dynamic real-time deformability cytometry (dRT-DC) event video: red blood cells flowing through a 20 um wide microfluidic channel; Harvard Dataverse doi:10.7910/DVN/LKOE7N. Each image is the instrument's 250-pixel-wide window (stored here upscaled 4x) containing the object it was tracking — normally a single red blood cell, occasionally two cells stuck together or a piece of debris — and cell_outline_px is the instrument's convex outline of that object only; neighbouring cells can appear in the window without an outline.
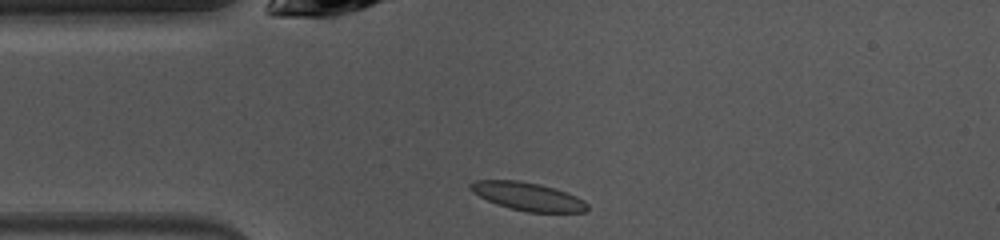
{"species": "common noctule bat (a hibernating species)", "species_latin": "Nyctalus noctula", "temperature_condition": "warm", "stored_images_in_passage": 39, "camera_frame_rate_fps": 3000, "um_per_image_px": 0.085, "animal": {"sex": "female", "body_mass_g": 10.0, "forearm_length_mm": 53.1}, "frame": {"image": 1, "passage_image": 1, "time_ms": 0.0, "image_size_px": [1000, 240], "cell_outline_px": [[588, 208], [584, 212], [528, 212], [496, 204], [472, 192], [468, 188], [468, 184], [472, 180], [520, 180], [540, 184], [556, 188], [576, 196], [584, 200], [588, 204]], "centroid_in_image_um": [44.85, 16.68], "position_along_channel_um": 40.2, "area_um2": 19.25}}
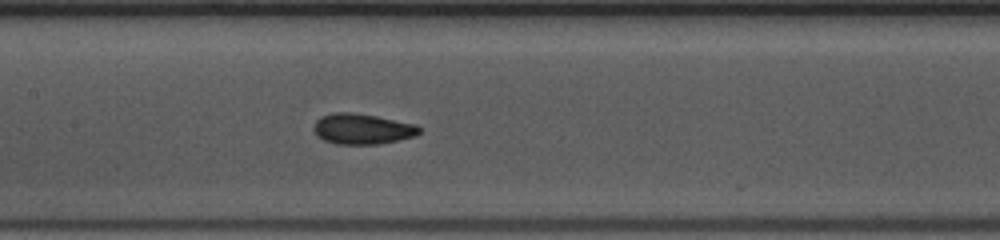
{"frame": {"image": 2, "passage_image": 12, "time_ms": 3.667, "image_size_px": [1000, 240], "cell_outline_px": [[420, 132], [416, 136], [380, 144], [336, 144], [324, 140], [316, 136], [312, 128], [316, 120], [320, 116], [332, 112], [352, 112], [376, 116], [416, 124], [420, 128]], "centroid_in_image_um": [30.76, 10.95], "position_along_channel_um": 176.6, "area_um2": 19.02}}
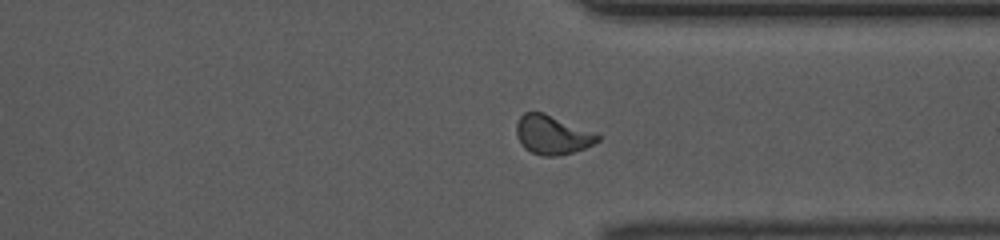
{"frame": {"image": 3, "passage_image": 26, "time_ms": 8.333, "image_size_px": [1000, 240], "cell_outline_px": [[600, 140], [584, 148], [560, 156], [544, 156], [532, 152], [524, 148], [520, 144], [516, 136], [516, 124], [520, 116], [524, 112], [544, 112], [596, 132], [600, 136]], "centroid_in_image_um": [46.93, 11.45], "position_along_channel_um": 364.5, "area_um2": 18.67}, "authors_computed_cell_mechanics": {"area_um2": 18.2648, "velocity_mm_per_s": 4.0573, "shape_relaxation_time_tau1_ms": 3.9619, "shape_relaxation_time_tau2_ms": 1.7598, "deformation_change_tau1": 0.1466, "deformation_change_tau2": 0.0809}}